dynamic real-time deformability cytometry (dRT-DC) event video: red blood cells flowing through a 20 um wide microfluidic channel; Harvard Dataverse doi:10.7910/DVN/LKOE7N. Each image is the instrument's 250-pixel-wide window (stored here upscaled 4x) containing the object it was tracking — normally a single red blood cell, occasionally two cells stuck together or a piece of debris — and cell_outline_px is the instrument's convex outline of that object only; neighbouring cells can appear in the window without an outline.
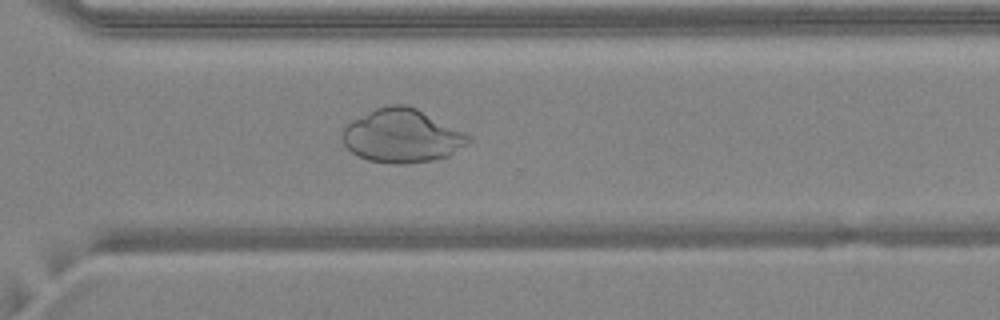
{"species": "common noctule bat (a hibernating species)", "species_latin": "Nyctalus noctula", "temperature_condition": "warm", "stored_images_in_passage": 49, "camera_frame_rate_fps": 3000, "um_per_image_px": 0.085, "animal": {"sex": "female", "body_mass_g": 24.6, "forearm_length_mm": 56.2}, "frame": {"image": 1, "passage_image": 35, "time_ms": 11.333, "image_size_px": [1000, 320], "cell_outline_px": [[472, 140], [448, 156], [432, 160], [400, 164], [392, 164], [368, 160], [352, 152], [344, 144], [340, 136], [344, 128], [352, 120], [376, 108], [388, 104], [404, 104], [416, 108], [472, 136]], "centroid_in_image_um": [34.15, 11.54], "position_along_channel_um": 336.4, "area_um2": 39.07}}